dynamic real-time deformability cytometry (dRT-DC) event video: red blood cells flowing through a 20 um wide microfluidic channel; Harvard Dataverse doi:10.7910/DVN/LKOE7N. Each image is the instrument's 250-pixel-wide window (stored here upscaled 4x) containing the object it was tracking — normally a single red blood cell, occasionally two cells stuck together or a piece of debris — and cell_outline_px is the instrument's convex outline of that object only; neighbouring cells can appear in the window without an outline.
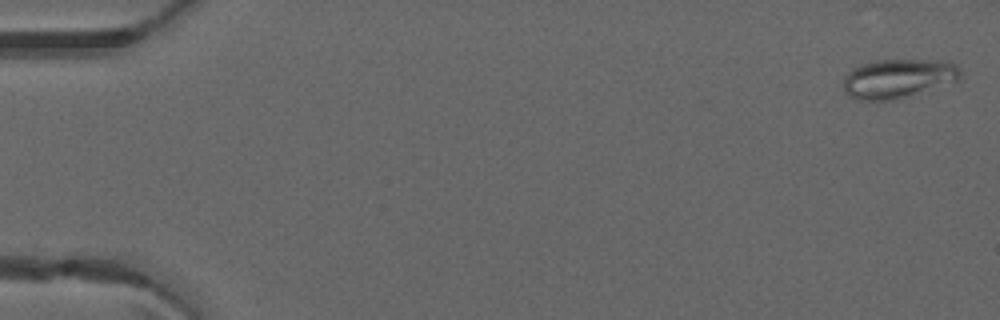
{"species": "common noctule bat (a hibernating species)", "species_latin": "Nyctalus noctula", "temperature_condition": "warm", "stored_images_in_passage": 9, "camera_frame_rate_fps": 3000, "um_per_image_px": 0.085, "animal": {"sex": "male", "forearm_length_mm": 52.5}, "frame": {"image": 1, "passage_image": 2, "time_ms": 0.333, "image_size_px": [1000, 320], "cell_outline_px": [[960, 80], [896, 100], [860, 100], [848, 96], [844, 92], [844, 76], [852, 68], [876, 60], [944, 60], [956, 64], [960, 68]], "centroid_in_image_um": [76.34, 6.67], "position_along_channel_um": 8.7, "area_um2": 26.82}}